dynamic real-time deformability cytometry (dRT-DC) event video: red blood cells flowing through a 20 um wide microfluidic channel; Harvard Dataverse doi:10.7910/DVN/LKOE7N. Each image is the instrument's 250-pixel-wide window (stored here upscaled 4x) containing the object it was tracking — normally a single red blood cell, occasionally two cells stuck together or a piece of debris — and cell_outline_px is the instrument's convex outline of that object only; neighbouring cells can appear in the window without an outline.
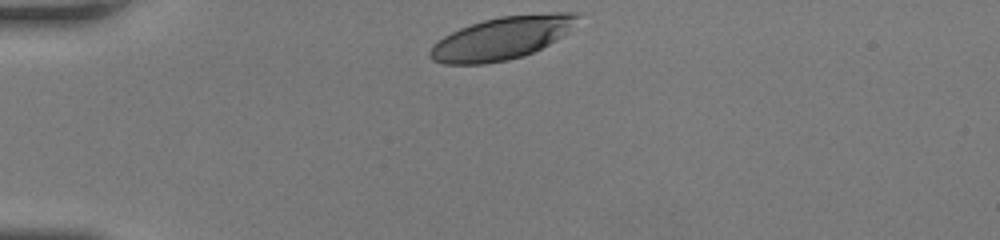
{"species": "human", "species_latin": "Homo sapiens", "temperature_condition": "room temperature", "stored_images_in_passage": 30, "camera_frame_rate_fps": 3000, "um_per_image_px": 0.085, "donor": {"sex": "female"}, "frame": {"image": 1, "passage_image": 1, "time_ms": 0.0, "image_size_px": [1000, 240], "cell_outline_px": [[580, 16], [568, 32], [556, 40], [524, 56], [508, 60], [484, 64], [444, 64], [432, 60], [428, 56], [428, 52], [432, 44], [444, 36], [460, 28], [484, 20], [500, 16], [552, 12], [580, 12]], "centroid_in_image_um": [42.65, 3.24], "position_along_channel_um": 42.4, "area_um2": 36.82}}
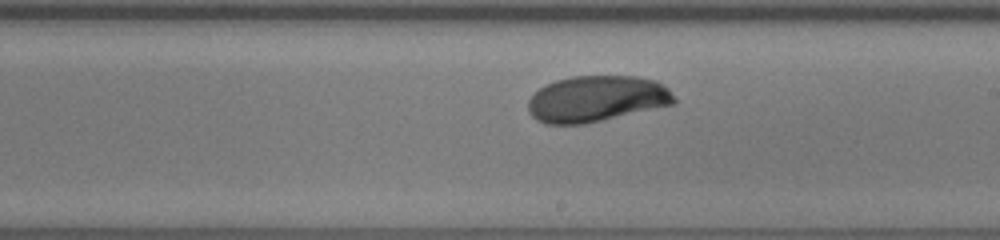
{"frame": {"image": 2, "passage_image": 18, "time_ms": 5.667, "image_size_px": [1000, 240], "cell_outline_px": [[676, 104], [584, 124], [544, 124], [536, 120], [528, 112], [528, 100], [544, 84], [556, 80], [572, 76], [636, 76], [656, 80], [664, 84], [668, 88], [676, 100]], "centroid_in_image_um": [50.71, 8.4], "position_along_channel_um": 238.3, "area_um2": 39.54}}
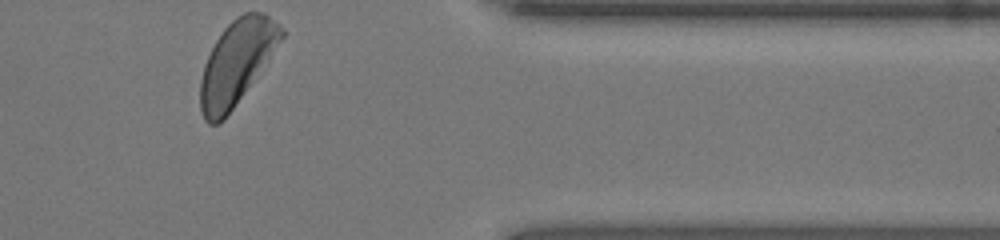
{"frame": {"image": 3, "passage_image": 30, "time_ms": 9.667, "image_size_px": [1000, 240], "cell_outline_px": [[284, 36], [224, 120], [216, 124], [208, 124], [204, 120], [200, 112], [200, 80], [204, 64], [216, 40], [224, 28], [236, 16], [244, 12], [264, 12], [284, 28]], "centroid_in_image_um": [20.08, 5.3], "position_along_channel_um": 391.3, "area_um2": 39.02}, "authors_computed_cell_mechanics": {"area_um2": 39.2751, "velocity_mm_per_s": 4.1954, "shape_relaxation_time_tau1_ms": 1.8885, "shape_relaxation_time_tau2_ms": null, "deformation_change_tau1": 0.1023, "deformation_change_tau2": null}}